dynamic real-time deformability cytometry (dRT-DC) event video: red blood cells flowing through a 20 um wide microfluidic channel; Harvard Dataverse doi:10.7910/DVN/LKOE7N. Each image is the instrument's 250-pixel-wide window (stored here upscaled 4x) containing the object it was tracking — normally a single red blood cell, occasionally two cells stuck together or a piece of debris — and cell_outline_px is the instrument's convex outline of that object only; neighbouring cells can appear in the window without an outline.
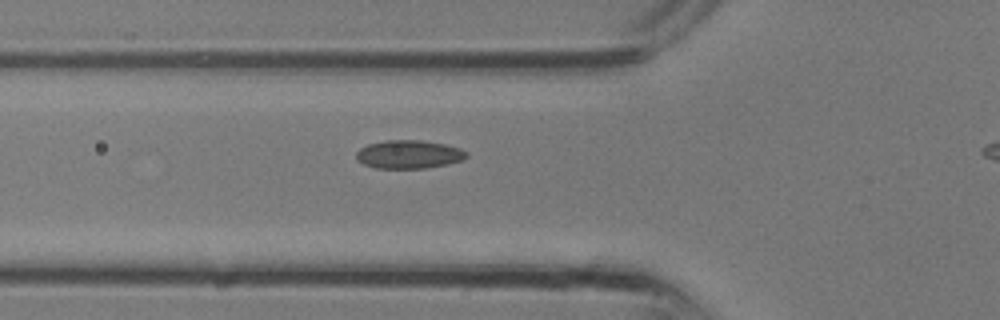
{"species": "common noctule bat (a hibernating species)", "species_latin": "Nyctalus noctula", "temperature_condition": "room temperature", "stored_images_in_passage": 11, "camera_frame_rate_fps": 3000, "um_per_image_px": 0.085, "animal": {"sex": "male", "body_mass_g": 13.3}, "frame": {"image": 1, "passage_image": 7, "time_ms": 2.0, "image_size_px": [1000, 320], "cell_outline_px": [[468, 156], [464, 160], [448, 164], [424, 168], [376, 168], [364, 164], [356, 160], [356, 152], [360, 148], [368, 144], [384, 140], [420, 140], [444, 144], [460, 148], [468, 152]], "centroid_in_image_um": [34.76, 13.12], "position_along_channel_um": 91.0, "area_um2": 18.32}}
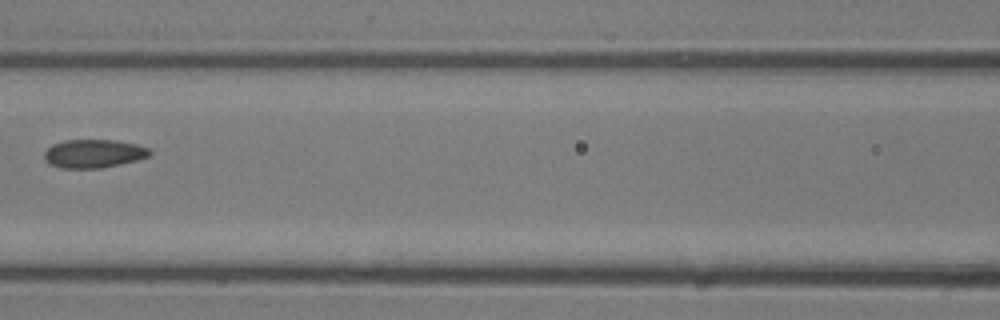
{"frame": {"image": 2, "passage_image": 10, "time_ms": 3.0, "image_size_px": [1000, 320], "cell_outline_px": [[152, 156], [120, 164], [100, 168], [60, 168], [48, 164], [44, 160], [44, 152], [52, 144], [64, 140], [116, 140], [136, 144], [148, 148], [152, 152]], "centroid_in_image_um": [7.95, 13.06], "position_along_channel_um": 158.7, "area_um2": 17.63}}